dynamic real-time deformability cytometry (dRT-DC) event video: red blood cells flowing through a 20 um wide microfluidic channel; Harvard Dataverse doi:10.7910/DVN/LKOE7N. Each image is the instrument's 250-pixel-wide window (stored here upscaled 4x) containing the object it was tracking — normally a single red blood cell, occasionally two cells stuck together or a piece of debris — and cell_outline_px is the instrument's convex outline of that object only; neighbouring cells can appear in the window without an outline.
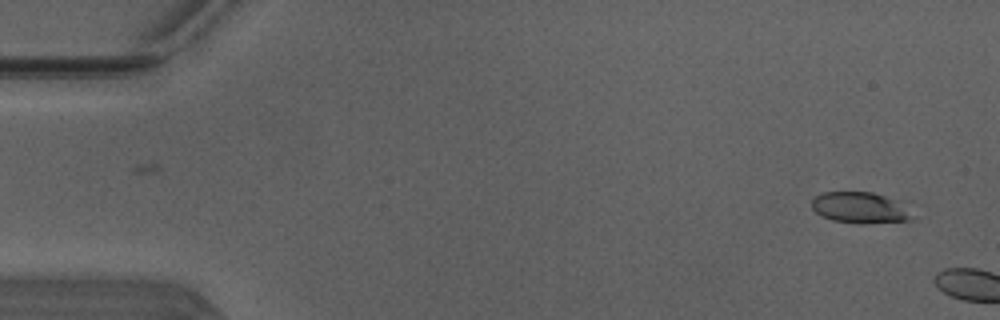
{"species": "Egyptian fruit bat (a non-hibernating species)", "species_latin": "Rousettus aegyptiacus", "temperature_condition": "warm", "stored_images_in_passage": 5, "camera_frame_rate_fps": 3000, "um_per_image_px": 0.085, "animal": {"sex": "male"}, "frame": {"image": 1, "passage_image": 2, "time_ms": 0.333, "image_size_px": [1000, 320], "cell_outline_px": [[916, 216], [912, 220], [832, 220], [820, 216], [812, 208], [812, 200], [816, 196], [824, 192], [872, 192], [884, 196], [892, 200]], "centroid_in_image_um": [73.0, 17.59], "position_along_channel_um": 12.0, "area_um2": 16.76}}